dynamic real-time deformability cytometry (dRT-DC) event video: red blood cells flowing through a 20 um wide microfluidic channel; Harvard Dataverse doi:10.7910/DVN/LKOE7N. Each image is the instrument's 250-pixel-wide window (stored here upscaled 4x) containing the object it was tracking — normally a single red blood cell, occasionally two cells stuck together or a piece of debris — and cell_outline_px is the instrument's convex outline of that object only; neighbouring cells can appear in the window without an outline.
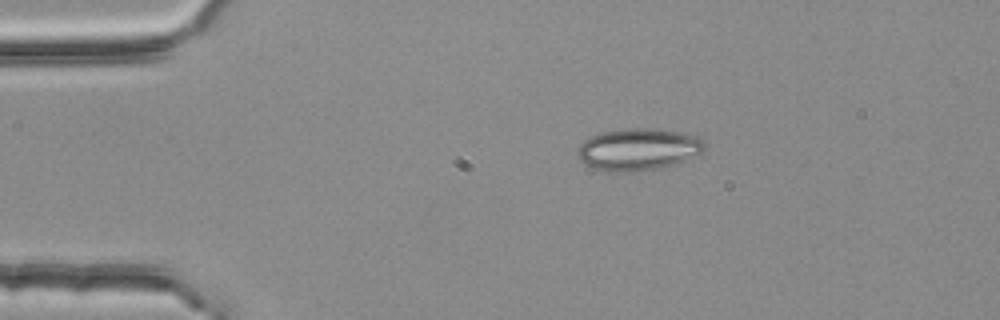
{"species": "common noctule bat (a hibernating species)", "species_latin": "Nyctalus noctula", "temperature_condition": "room temperature", "stored_images_in_passage": 3, "camera_frame_rate_fps": 3000, "um_per_image_px": 0.085, "animal": {"sex": "female", "body_mass_g": 25.1}, "frame": {"image": 1, "passage_image": 3, "time_ms": 0.667, "image_size_px": [1000, 320], "cell_outline_px": [[704, 148], [700, 152], [684, 160], [660, 168], [624, 172], [612, 172], [596, 168], [584, 164], [580, 160], [576, 152], [580, 144], [584, 140], [600, 132], [624, 128], [652, 128], [676, 132], [696, 136], [704, 140]], "centroid_in_image_um": [54.19, 12.68], "position_along_channel_um": 30.8, "area_um2": 30.75}}